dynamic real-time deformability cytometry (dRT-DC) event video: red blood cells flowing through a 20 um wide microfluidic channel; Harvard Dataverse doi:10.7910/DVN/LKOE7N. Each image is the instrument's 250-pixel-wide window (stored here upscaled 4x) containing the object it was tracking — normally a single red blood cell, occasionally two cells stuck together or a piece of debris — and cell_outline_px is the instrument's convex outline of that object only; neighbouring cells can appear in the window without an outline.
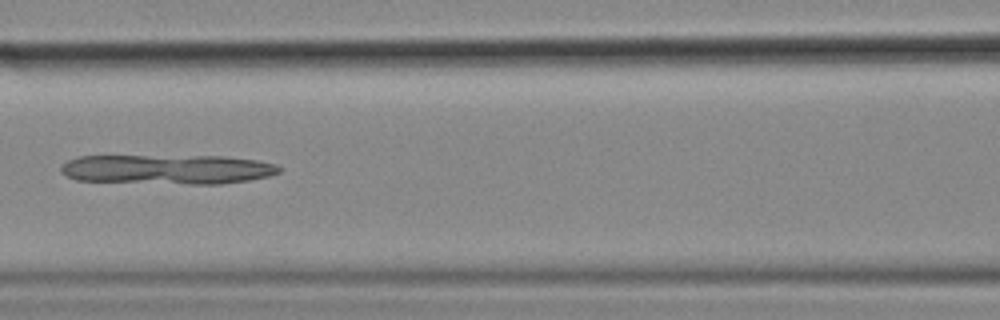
{"species": "common noctule bat (a hibernating species)", "species_latin": "Nyctalus noctula", "temperature_condition": "cold", "stored_images_in_passage": 55, "camera_frame_rate_fps": 3000, "um_per_image_px": 0.085, "animal": {"sex": "female", "body_mass_g": 18.4}, "frame": {"image": 1, "passage_image": 24, "time_ms": 7.667, "image_size_px": [1000, 320], "cell_outline_px": [[280, 172], [268, 176], [248, 180], [220, 184], [188, 184], [76, 180], [60, 172], [60, 164], [68, 160], [80, 156], [224, 156], [256, 160], [276, 164], [280, 168]], "centroid_in_image_um": [14.21, 14.39], "position_along_channel_um": 152.4, "area_um2": 37.69}}